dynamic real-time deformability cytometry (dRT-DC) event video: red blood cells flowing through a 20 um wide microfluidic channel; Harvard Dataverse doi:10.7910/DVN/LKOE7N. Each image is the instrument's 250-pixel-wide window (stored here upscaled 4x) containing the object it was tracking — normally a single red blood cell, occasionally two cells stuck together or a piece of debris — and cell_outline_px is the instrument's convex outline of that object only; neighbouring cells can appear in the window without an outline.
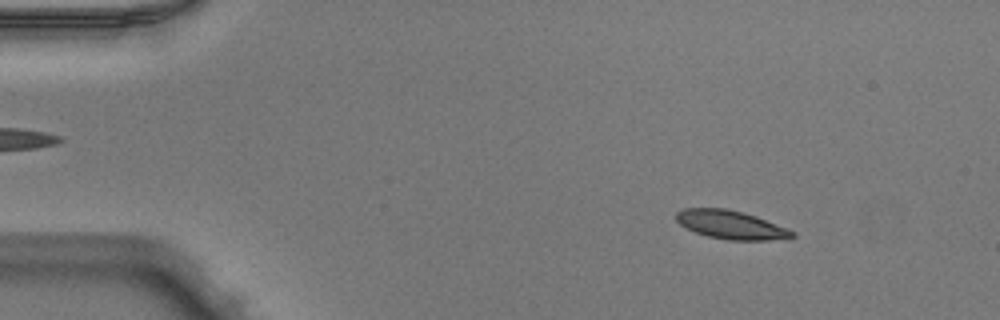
{"species": "Egyptian fruit bat (a non-hibernating species)", "species_latin": "Rousettus aegyptiacus", "temperature_condition": "warm", "stored_images_in_passage": 51, "camera_frame_rate_fps": 3000, "um_per_image_px": 0.085, "animal": {"sex": "male"}, "frame": {"image": 1, "passage_image": 7, "time_ms": 2.0, "image_size_px": [1000, 320], "cell_outline_px": [[796, 236], [792, 240], [728, 240], [708, 236], [696, 232], [680, 224], [676, 220], [676, 212], [684, 208], [724, 208], [744, 212], [756, 216], [788, 228], [796, 232]], "centroid_in_image_um": [62.22, 19.12], "position_along_channel_um": 22.8, "area_um2": 19.54}}
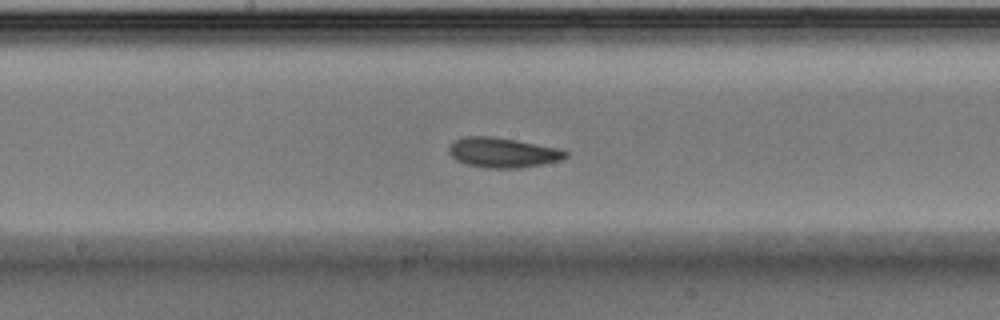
{"frame": {"image": 2, "passage_image": 27, "time_ms": 8.667, "image_size_px": [1000, 320], "cell_outline_px": [[568, 156], [560, 160], [520, 168], [484, 168], [468, 164], [456, 160], [448, 152], [448, 148], [452, 140], [464, 136], [492, 136], [516, 140], [560, 148], [568, 152]], "centroid_in_image_um": [42.7, 12.96], "position_along_channel_um": 205.5, "area_um2": 20.46}}
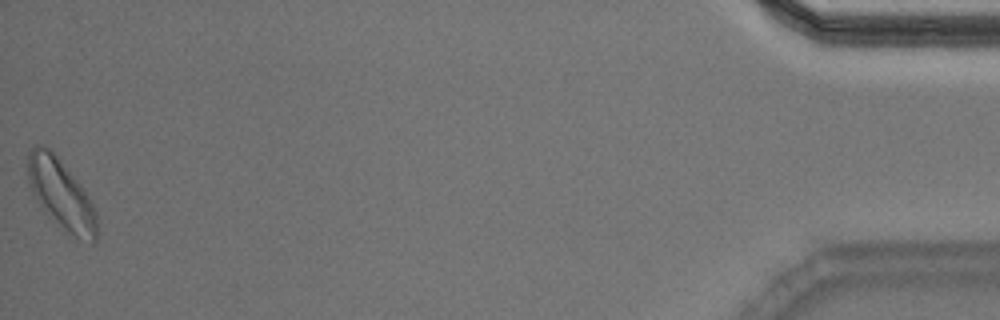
{"frame": {"image": 3, "passage_image": 51, "time_ms": 16.667, "image_size_px": [1000, 320], "cell_outline_px": [[96, 244], [92, 244], [68, 232], [48, 216], [44, 212], [32, 192], [28, 184], [28, 152], [32, 144], [44, 144], [56, 156], [80, 184], [88, 196], [96, 212]], "centroid_in_image_um": [5.16, 16.49], "position_along_channel_um": 430.0, "area_um2": 27.8}, "authors_computed_cell_mechanics": {"area_um2": 19.8832, "velocity_mm_per_s": 3.9751, "shape_relaxation_time_tau1_ms": 2.3589, "shape_relaxation_time_tau2_ms": 2.1415, "deformation_change_tau1": 0.1109, "deformation_change_tau2": 0.0824}}